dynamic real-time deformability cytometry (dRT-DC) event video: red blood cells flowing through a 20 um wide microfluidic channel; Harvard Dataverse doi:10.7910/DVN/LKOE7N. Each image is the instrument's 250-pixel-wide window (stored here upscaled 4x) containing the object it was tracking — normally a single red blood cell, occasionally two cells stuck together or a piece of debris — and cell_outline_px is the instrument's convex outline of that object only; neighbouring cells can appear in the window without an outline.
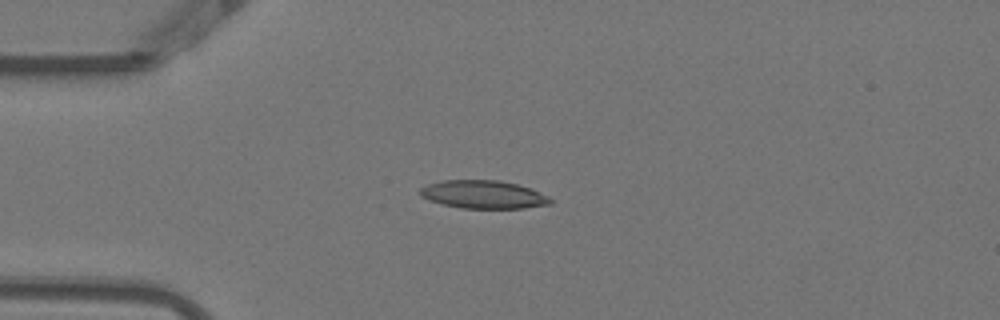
{"species": "Egyptian fruit bat (a non-hibernating species)", "species_latin": "Rousettus aegyptiacus", "temperature_condition": "warm", "stored_images_in_passage": 3, "camera_frame_rate_fps": 3000, "um_per_image_px": 0.085, "animal": {"sex": "female"}, "frame": {"image": 1, "passage_image": 3, "time_ms": 0.667, "image_size_px": [1000, 320], "cell_outline_px": [[536, 204], [508, 208], [480, 208], [452, 204], [444, 200], [488, 184], [508, 184], [524, 188], [532, 192]], "centroid_in_image_um": [42.05, 16.76], "position_along_channel_um": 42.9, "area_um2": 11.27}}